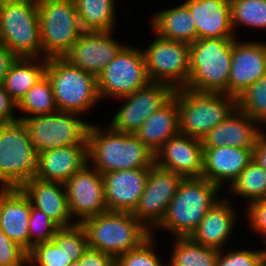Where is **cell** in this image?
I'll use <instances>...</instances> for the list:
<instances>
[{
  "label": "cell",
  "mask_w": 266,
  "mask_h": 266,
  "mask_svg": "<svg viewBox=\"0 0 266 266\" xmlns=\"http://www.w3.org/2000/svg\"><path fill=\"white\" fill-rule=\"evenodd\" d=\"M90 124L88 129V161L101 174L108 172L150 168L154 164V153L135 134L101 129Z\"/></svg>",
  "instance_id": "6da1fadb"
},
{
  "label": "cell",
  "mask_w": 266,
  "mask_h": 266,
  "mask_svg": "<svg viewBox=\"0 0 266 266\" xmlns=\"http://www.w3.org/2000/svg\"><path fill=\"white\" fill-rule=\"evenodd\" d=\"M221 188L206 178H184L169 203L166 215L155 229H165L175 238L190 237L206 213L220 200Z\"/></svg>",
  "instance_id": "7a4b0ae2"
},
{
  "label": "cell",
  "mask_w": 266,
  "mask_h": 266,
  "mask_svg": "<svg viewBox=\"0 0 266 266\" xmlns=\"http://www.w3.org/2000/svg\"><path fill=\"white\" fill-rule=\"evenodd\" d=\"M233 39H198L190 44L189 80L184 88L228 95Z\"/></svg>",
  "instance_id": "3957f363"
},
{
  "label": "cell",
  "mask_w": 266,
  "mask_h": 266,
  "mask_svg": "<svg viewBox=\"0 0 266 266\" xmlns=\"http://www.w3.org/2000/svg\"><path fill=\"white\" fill-rule=\"evenodd\" d=\"M89 248L114 256L138 248L151 232L129 212H111L85 219Z\"/></svg>",
  "instance_id": "277c9868"
},
{
  "label": "cell",
  "mask_w": 266,
  "mask_h": 266,
  "mask_svg": "<svg viewBox=\"0 0 266 266\" xmlns=\"http://www.w3.org/2000/svg\"><path fill=\"white\" fill-rule=\"evenodd\" d=\"M179 111V133L202 140L236 108V98L223 93L175 89Z\"/></svg>",
  "instance_id": "5b68a950"
},
{
  "label": "cell",
  "mask_w": 266,
  "mask_h": 266,
  "mask_svg": "<svg viewBox=\"0 0 266 266\" xmlns=\"http://www.w3.org/2000/svg\"><path fill=\"white\" fill-rule=\"evenodd\" d=\"M0 42L17 58H42L37 0H0Z\"/></svg>",
  "instance_id": "8992f818"
},
{
  "label": "cell",
  "mask_w": 266,
  "mask_h": 266,
  "mask_svg": "<svg viewBox=\"0 0 266 266\" xmlns=\"http://www.w3.org/2000/svg\"><path fill=\"white\" fill-rule=\"evenodd\" d=\"M45 75L51 82L58 111L87 113L100 100L97 78L63 57L48 58Z\"/></svg>",
  "instance_id": "52a82bcc"
},
{
  "label": "cell",
  "mask_w": 266,
  "mask_h": 266,
  "mask_svg": "<svg viewBox=\"0 0 266 266\" xmlns=\"http://www.w3.org/2000/svg\"><path fill=\"white\" fill-rule=\"evenodd\" d=\"M38 153L23 121L0 124L1 188H21L37 171Z\"/></svg>",
  "instance_id": "ba28073f"
},
{
  "label": "cell",
  "mask_w": 266,
  "mask_h": 266,
  "mask_svg": "<svg viewBox=\"0 0 266 266\" xmlns=\"http://www.w3.org/2000/svg\"><path fill=\"white\" fill-rule=\"evenodd\" d=\"M42 58L63 57L78 40L80 27L74 0H37Z\"/></svg>",
  "instance_id": "9c48e42d"
},
{
  "label": "cell",
  "mask_w": 266,
  "mask_h": 266,
  "mask_svg": "<svg viewBox=\"0 0 266 266\" xmlns=\"http://www.w3.org/2000/svg\"><path fill=\"white\" fill-rule=\"evenodd\" d=\"M77 116V118H76ZM74 112L57 111L51 114L23 118L37 153L72 145H88L90 122Z\"/></svg>",
  "instance_id": "30bf717a"
},
{
  "label": "cell",
  "mask_w": 266,
  "mask_h": 266,
  "mask_svg": "<svg viewBox=\"0 0 266 266\" xmlns=\"http://www.w3.org/2000/svg\"><path fill=\"white\" fill-rule=\"evenodd\" d=\"M149 82L142 50L126 43L97 77V89L100 100L117 99L133 94Z\"/></svg>",
  "instance_id": "8fae6325"
},
{
  "label": "cell",
  "mask_w": 266,
  "mask_h": 266,
  "mask_svg": "<svg viewBox=\"0 0 266 266\" xmlns=\"http://www.w3.org/2000/svg\"><path fill=\"white\" fill-rule=\"evenodd\" d=\"M150 82H161L174 89L184 88L189 80L190 44L159 37L142 50Z\"/></svg>",
  "instance_id": "7c38bea8"
},
{
  "label": "cell",
  "mask_w": 266,
  "mask_h": 266,
  "mask_svg": "<svg viewBox=\"0 0 266 266\" xmlns=\"http://www.w3.org/2000/svg\"><path fill=\"white\" fill-rule=\"evenodd\" d=\"M184 178L156 165L150 167L144 191L132 213L150 232L164 219L169 203Z\"/></svg>",
  "instance_id": "4fadbf2b"
},
{
  "label": "cell",
  "mask_w": 266,
  "mask_h": 266,
  "mask_svg": "<svg viewBox=\"0 0 266 266\" xmlns=\"http://www.w3.org/2000/svg\"><path fill=\"white\" fill-rule=\"evenodd\" d=\"M174 92L175 89L169 84L149 82L133 94L119 98L123 100L122 106L109 126L119 132L135 134L154 111L174 96Z\"/></svg>",
  "instance_id": "5bb4252c"
},
{
  "label": "cell",
  "mask_w": 266,
  "mask_h": 266,
  "mask_svg": "<svg viewBox=\"0 0 266 266\" xmlns=\"http://www.w3.org/2000/svg\"><path fill=\"white\" fill-rule=\"evenodd\" d=\"M86 164L65 183L72 218L81 224L85 219L107 212L103 175ZM90 167V168H89Z\"/></svg>",
  "instance_id": "9a60e30c"
},
{
  "label": "cell",
  "mask_w": 266,
  "mask_h": 266,
  "mask_svg": "<svg viewBox=\"0 0 266 266\" xmlns=\"http://www.w3.org/2000/svg\"><path fill=\"white\" fill-rule=\"evenodd\" d=\"M124 45L112 31H83L63 58L97 78Z\"/></svg>",
  "instance_id": "2e32d148"
},
{
  "label": "cell",
  "mask_w": 266,
  "mask_h": 266,
  "mask_svg": "<svg viewBox=\"0 0 266 266\" xmlns=\"http://www.w3.org/2000/svg\"><path fill=\"white\" fill-rule=\"evenodd\" d=\"M154 163L183 178H201L203 175L202 140L178 133L155 152Z\"/></svg>",
  "instance_id": "e0dca14e"
},
{
  "label": "cell",
  "mask_w": 266,
  "mask_h": 266,
  "mask_svg": "<svg viewBox=\"0 0 266 266\" xmlns=\"http://www.w3.org/2000/svg\"><path fill=\"white\" fill-rule=\"evenodd\" d=\"M233 39L228 96L237 98L246 88L266 75V42Z\"/></svg>",
  "instance_id": "ac0fdd59"
},
{
  "label": "cell",
  "mask_w": 266,
  "mask_h": 266,
  "mask_svg": "<svg viewBox=\"0 0 266 266\" xmlns=\"http://www.w3.org/2000/svg\"><path fill=\"white\" fill-rule=\"evenodd\" d=\"M149 169L138 168L102 174L108 211H135L144 191Z\"/></svg>",
  "instance_id": "d6986e66"
},
{
  "label": "cell",
  "mask_w": 266,
  "mask_h": 266,
  "mask_svg": "<svg viewBox=\"0 0 266 266\" xmlns=\"http://www.w3.org/2000/svg\"><path fill=\"white\" fill-rule=\"evenodd\" d=\"M254 148L203 147V178L222 188L231 183L253 160Z\"/></svg>",
  "instance_id": "ffe728a7"
},
{
  "label": "cell",
  "mask_w": 266,
  "mask_h": 266,
  "mask_svg": "<svg viewBox=\"0 0 266 266\" xmlns=\"http://www.w3.org/2000/svg\"><path fill=\"white\" fill-rule=\"evenodd\" d=\"M31 201L21 188H0V230L29 252Z\"/></svg>",
  "instance_id": "44dd1931"
},
{
  "label": "cell",
  "mask_w": 266,
  "mask_h": 266,
  "mask_svg": "<svg viewBox=\"0 0 266 266\" xmlns=\"http://www.w3.org/2000/svg\"><path fill=\"white\" fill-rule=\"evenodd\" d=\"M21 189L30 199L32 206L46 214L60 228L78 224L75 219L72 220L65 184L33 177Z\"/></svg>",
  "instance_id": "7402d4cb"
},
{
  "label": "cell",
  "mask_w": 266,
  "mask_h": 266,
  "mask_svg": "<svg viewBox=\"0 0 266 266\" xmlns=\"http://www.w3.org/2000/svg\"><path fill=\"white\" fill-rule=\"evenodd\" d=\"M88 161V145H72L38 153L35 178L65 184Z\"/></svg>",
  "instance_id": "603a6c76"
},
{
  "label": "cell",
  "mask_w": 266,
  "mask_h": 266,
  "mask_svg": "<svg viewBox=\"0 0 266 266\" xmlns=\"http://www.w3.org/2000/svg\"><path fill=\"white\" fill-rule=\"evenodd\" d=\"M194 18L197 40L237 38L231 25L230 0H186Z\"/></svg>",
  "instance_id": "cb8c5ba5"
},
{
  "label": "cell",
  "mask_w": 266,
  "mask_h": 266,
  "mask_svg": "<svg viewBox=\"0 0 266 266\" xmlns=\"http://www.w3.org/2000/svg\"><path fill=\"white\" fill-rule=\"evenodd\" d=\"M237 108L202 139L203 147L254 148L264 130Z\"/></svg>",
  "instance_id": "d4e9b609"
},
{
  "label": "cell",
  "mask_w": 266,
  "mask_h": 266,
  "mask_svg": "<svg viewBox=\"0 0 266 266\" xmlns=\"http://www.w3.org/2000/svg\"><path fill=\"white\" fill-rule=\"evenodd\" d=\"M229 199H220L200 221L195 231L190 235L194 242L222 250L229 240L237 213Z\"/></svg>",
  "instance_id": "484cf974"
},
{
  "label": "cell",
  "mask_w": 266,
  "mask_h": 266,
  "mask_svg": "<svg viewBox=\"0 0 266 266\" xmlns=\"http://www.w3.org/2000/svg\"><path fill=\"white\" fill-rule=\"evenodd\" d=\"M179 133L177 98L173 96L159 110L154 111L135 132L139 140L154 154L171 137Z\"/></svg>",
  "instance_id": "4316f807"
},
{
  "label": "cell",
  "mask_w": 266,
  "mask_h": 266,
  "mask_svg": "<svg viewBox=\"0 0 266 266\" xmlns=\"http://www.w3.org/2000/svg\"><path fill=\"white\" fill-rule=\"evenodd\" d=\"M150 20L152 30L161 38L188 44L197 40L194 18L184 3L158 12Z\"/></svg>",
  "instance_id": "83f0119b"
},
{
  "label": "cell",
  "mask_w": 266,
  "mask_h": 266,
  "mask_svg": "<svg viewBox=\"0 0 266 266\" xmlns=\"http://www.w3.org/2000/svg\"><path fill=\"white\" fill-rule=\"evenodd\" d=\"M38 59L16 58L4 78L2 84L16 104L22 100L32 86L45 76L47 58Z\"/></svg>",
  "instance_id": "f1b7e54d"
},
{
  "label": "cell",
  "mask_w": 266,
  "mask_h": 266,
  "mask_svg": "<svg viewBox=\"0 0 266 266\" xmlns=\"http://www.w3.org/2000/svg\"><path fill=\"white\" fill-rule=\"evenodd\" d=\"M83 31H113L116 20L114 0H74Z\"/></svg>",
  "instance_id": "f546056e"
},
{
  "label": "cell",
  "mask_w": 266,
  "mask_h": 266,
  "mask_svg": "<svg viewBox=\"0 0 266 266\" xmlns=\"http://www.w3.org/2000/svg\"><path fill=\"white\" fill-rule=\"evenodd\" d=\"M173 247L168 266H216L219 249L203 246L189 237L176 238Z\"/></svg>",
  "instance_id": "4dcf8cb0"
},
{
  "label": "cell",
  "mask_w": 266,
  "mask_h": 266,
  "mask_svg": "<svg viewBox=\"0 0 266 266\" xmlns=\"http://www.w3.org/2000/svg\"><path fill=\"white\" fill-rule=\"evenodd\" d=\"M17 109L28 114L24 117H18L20 121H23V118L51 114L58 111L52 85L46 75L30 88L17 104Z\"/></svg>",
  "instance_id": "1f68e13d"
},
{
  "label": "cell",
  "mask_w": 266,
  "mask_h": 266,
  "mask_svg": "<svg viewBox=\"0 0 266 266\" xmlns=\"http://www.w3.org/2000/svg\"><path fill=\"white\" fill-rule=\"evenodd\" d=\"M234 195L249 199L247 204L266 198V170L254 159L229 186Z\"/></svg>",
  "instance_id": "d6a6232c"
},
{
  "label": "cell",
  "mask_w": 266,
  "mask_h": 266,
  "mask_svg": "<svg viewBox=\"0 0 266 266\" xmlns=\"http://www.w3.org/2000/svg\"><path fill=\"white\" fill-rule=\"evenodd\" d=\"M237 109L260 125H266V75L246 88L236 98Z\"/></svg>",
  "instance_id": "836d02e7"
},
{
  "label": "cell",
  "mask_w": 266,
  "mask_h": 266,
  "mask_svg": "<svg viewBox=\"0 0 266 266\" xmlns=\"http://www.w3.org/2000/svg\"><path fill=\"white\" fill-rule=\"evenodd\" d=\"M230 14L233 31L238 24L266 29V0H230Z\"/></svg>",
  "instance_id": "e575fe53"
},
{
  "label": "cell",
  "mask_w": 266,
  "mask_h": 266,
  "mask_svg": "<svg viewBox=\"0 0 266 266\" xmlns=\"http://www.w3.org/2000/svg\"><path fill=\"white\" fill-rule=\"evenodd\" d=\"M53 240L61 248H64L72 261H79L89 248L87 233L81 224L60 228L55 233Z\"/></svg>",
  "instance_id": "d590c367"
},
{
  "label": "cell",
  "mask_w": 266,
  "mask_h": 266,
  "mask_svg": "<svg viewBox=\"0 0 266 266\" xmlns=\"http://www.w3.org/2000/svg\"><path fill=\"white\" fill-rule=\"evenodd\" d=\"M72 262L64 248L54 240L39 243L28 252L30 266H69Z\"/></svg>",
  "instance_id": "8d00e7d4"
},
{
  "label": "cell",
  "mask_w": 266,
  "mask_h": 266,
  "mask_svg": "<svg viewBox=\"0 0 266 266\" xmlns=\"http://www.w3.org/2000/svg\"><path fill=\"white\" fill-rule=\"evenodd\" d=\"M60 227L31 204L29 220V251L37 244L53 240Z\"/></svg>",
  "instance_id": "74e56055"
},
{
  "label": "cell",
  "mask_w": 266,
  "mask_h": 266,
  "mask_svg": "<svg viewBox=\"0 0 266 266\" xmlns=\"http://www.w3.org/2000/svg\"><path fill=\"white\" fill-rule=\"evenodd\" d=\"M153 235L151 234L138 248L116 257V266H165L153 248Z\"/></svg>",
  "instance_id": "f35d334b"
},
{
  "label": "cell",
  "mask_w": 266,
  "mask_h": 266,
  "mask_svg": "<svg viewBox=\"0 0 266 266\" xmlns=\"http://www.w3.org/2000/svg\"><path fill=\"white\" fill-rule=\"evenodd\" d=\"M266 257V249L228 251L219 250L216 266H257Z\"/></svg>",
  "instance_id": "ab89813d"
},
{
  "label": "cell",
  "mask_w": 266,
  "mask_h": 266,
  "mask_svg": "<svg viewBox=\"0 0 266 266\" xmlns=\"http://www.w3.org/2000/svg\"><path fill=\"white\" fill-rule=\"evenodd\" d=\"M0 265H29L28 252L0 230Z\"/></svg>",
  "instance_id": "60d3db41"
},
{
  "label": "cell",
  "mask_w": 266,
  "mask_h": 266,
  "mask_svg": "<svg viewBox=\"0 0 266 266\" xmlns=\"http://www.w3.org/2000/svg\"><path fill=\"white\" fill-rule=\"evenodd\" d=\"M246 217L252 230L258 232L266 240V198L251 202L247 206ZM266 242V241H265Z\"/></svg>",
  "instance_id": "b9f144b4"
},
{
  "label": "cell",
  "mask_w": 266,
  "mask_h": 266,
  "mask_svg": "<svg viewBox=\"0 0 266 266\" xmlns=\"http://www.w3.org/2000/svg\"><path fill=\"white\" fill-rule=\"evenodd\" d=\"M14 109H17V104L11 99L6 92L3 84H0V124H8L15 122L18 116L14 115Z\"/></svg>",
  "instance_id": "7bdbcfd3"
},
{
  "label": "cell",
  "mask_w": 266,
  "mask_h": 266,
  "mask_svg": "<svg viewBox=\"0 0 266 266\" xmlns=\"http://www.w3.org/2000/svg\"><path fill=\"white\" fill-rule=\"evenodd\" d=\"M85 266H116V258L112 255L88 248L85 252Z\"/></svg>",
  "instance_id": "ee69618b"
},
{
  "label": "cell",
  "mask_w": 266,
  "mask_h": 266,
  "mask_svg": "<svg viewBox=\"0 0 266 266\" xmlns=\"http://www.w3.org/2000/svg\"><path fill=\"white\" fill-rule=\"evenodd\" d=\"M16 56L0 42V84L3 83L11 64L16 60Z\"/></svg>",
  "instance_id": "f6af8a7d"
},
{
  "label": "cell",
  "mask_w": 266,
  "mask_h": 266,
  "mask_svg": "<svg viewBox=\"0 0 266 266\" xmlns=\"http://www.w3.org/2000/svg\"><path fill=\"white\" fill-rule=\"evenodd\" d=\"M253 159L266 170V132H263L256 141Z\"/></svg>",
  "instance_id": "bcb514c9"
},
{
  "label": "cell",
  "mask_w": 266,
  "mask_h": 266,
  "mask_svg": "<svg viewBox=\"0 0 266 266\" xmlns=\"http://www.w3.org/2000/svg\"><path fill=\"white\" fill-rule=\"evenodd\" d=\"M69 266H85V253L79 261H73Z\"/></svg>",
  "instance_id": "7dc6e473"
},
{
  "label": "cell",
  "mask_w": 266,
  "mask_h": 266,
  "mask_svg": "<svg viewBox=\"0 0 266 266\" xmlns=\"http://www.w3.org/2000/svg\"><path fill=\"white\" fill-rule=\"evenodd\" d=\"M257 266H266V257Z\"/></svg>",
  "instance_id": "c3c4849f"
},
{
  "label": "cell",
  "mask_w": 266,
  "mask_h": 266,
  "mask_svg": "<svg viewBox=\"0 0 266 266\" xmlns=\"http://www.w3.org/2000/svg\"><path fill=\"white\" fill-rule=\"evenodd\" d=\"M0 266H26V265H0Z\"/></svg>",
  "instance_id": "681fc988"
}]
</instances>
